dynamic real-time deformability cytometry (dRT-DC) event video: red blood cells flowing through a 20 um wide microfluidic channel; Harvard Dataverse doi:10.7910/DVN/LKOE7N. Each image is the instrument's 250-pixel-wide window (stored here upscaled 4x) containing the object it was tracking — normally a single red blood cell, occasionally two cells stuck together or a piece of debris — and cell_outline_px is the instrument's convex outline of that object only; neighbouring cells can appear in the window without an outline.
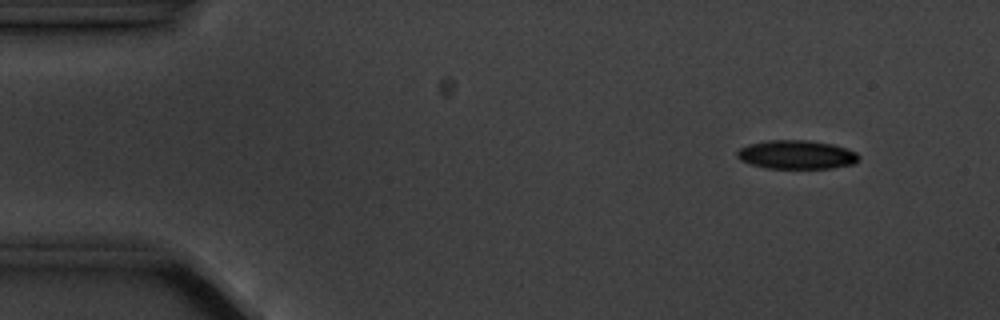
{"species": "common noctule bat (a hibernating species)", "species_latin": "Nyctalus noctula", "temperature_condition": "cold", "stored_images_in_passage": 4, "camera_frame_rate_fps": 3000, "um_per_image_px": 0.085, "animal": {"sex": "male", "body_mass_g": 20.1, "forearm_length_mm": 53.5}, "frame": {"image": 1, "passage_image": 2, "time_ms": 1.333, "image_size_px": [1000, 320], "cell_outline_px": [[860, 160], [856, 164], [832, 168], [768, 168], [752, 164], [740, 160], [736, 156], [736, 152], [740, 148], [748, 144], [768, 140], [808, 140], [832, 144], [856, 152], [860, 156]], "centroid_in_image_um": [67.73, 13.14], "position_along_channel_um": 17.3, "area_um2": 20.46}}